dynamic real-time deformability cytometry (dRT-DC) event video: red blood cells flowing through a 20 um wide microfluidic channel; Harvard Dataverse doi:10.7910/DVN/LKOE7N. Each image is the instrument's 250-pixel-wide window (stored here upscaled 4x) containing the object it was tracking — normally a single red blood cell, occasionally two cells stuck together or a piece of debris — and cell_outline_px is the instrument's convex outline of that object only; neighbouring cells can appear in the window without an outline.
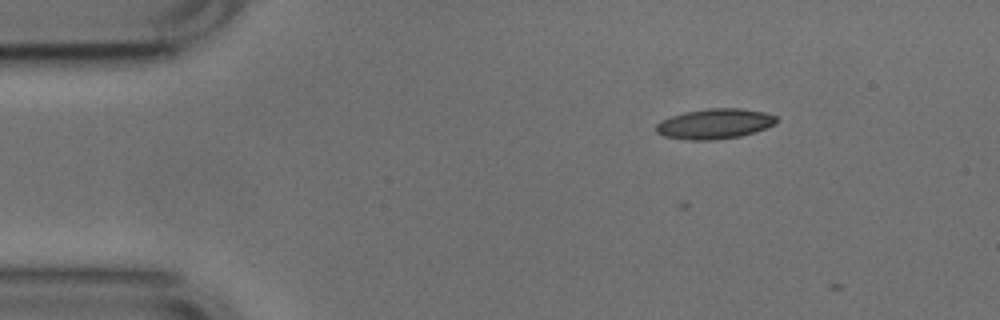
{"species": "common noctule bat (a hibernating species)", "species_latin": "Nyctalus noctula", "temperature_condition": "cold", "stored_images_in_passage": 4, "camera_frame_rate_fps": 3000, "um_per_image_px": 0.085, "animal": {"sex": "male", "body_mass_g": 17.9, "forearm_length_mm": 54.2}, "frame": {"image": 1, "passage_image": 3, "time_ms": 0.667, "image_size_px": [1000, 320], "cell_outline_px": [[776, 124], [740, 136], [712, 140], [688, 140], [664, 136], [656, 132], [656, 124], [660, 120], [684, 112], [708, 108], [740, 108], [764, 112], [776, 116]], "centroid_in_image_um": [60.71, 10.52], "position_along_channel_um": 24.3, "area_um2": 21.04}}